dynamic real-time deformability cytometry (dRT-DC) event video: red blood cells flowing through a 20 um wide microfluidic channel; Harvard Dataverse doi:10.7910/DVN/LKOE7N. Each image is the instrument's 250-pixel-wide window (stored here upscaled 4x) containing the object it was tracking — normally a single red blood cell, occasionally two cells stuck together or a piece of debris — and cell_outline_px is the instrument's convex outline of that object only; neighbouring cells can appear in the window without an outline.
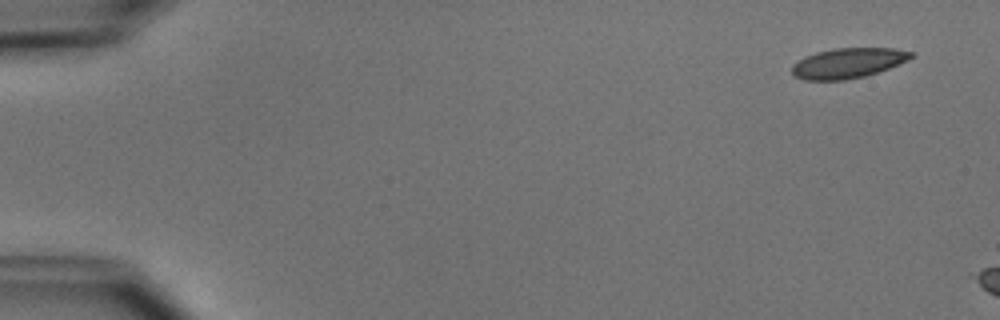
{"species": "common noctule bat (a hibernating species)", "species_latin": "Nyctalus noctula", "temperature_condition": "cold", "stored_images_in_passage": 4, "camera_frame_rate_fps": 3000, "um_per_image_px": 0.085, "animal": {"sex": "male", "body_mass_g": 15.6}, "frame": {"image": 1, "passage_image": 1, "time_ms": 0.0, "image_size_px": [1000, 320], "cell_outline_px": [[916, 56], [908, 60], [888, 68], [864, 76], [844, 80], [804, 80], [796, 76], [792, 72], [792, 64], [804, 56], [816, 52], [836, 48], [892, 48], [916, 52]], "centroid_in_image_um": [72.09, 5.35], "position_along_channel_um": 12.9, "area_um2": 20.92}}